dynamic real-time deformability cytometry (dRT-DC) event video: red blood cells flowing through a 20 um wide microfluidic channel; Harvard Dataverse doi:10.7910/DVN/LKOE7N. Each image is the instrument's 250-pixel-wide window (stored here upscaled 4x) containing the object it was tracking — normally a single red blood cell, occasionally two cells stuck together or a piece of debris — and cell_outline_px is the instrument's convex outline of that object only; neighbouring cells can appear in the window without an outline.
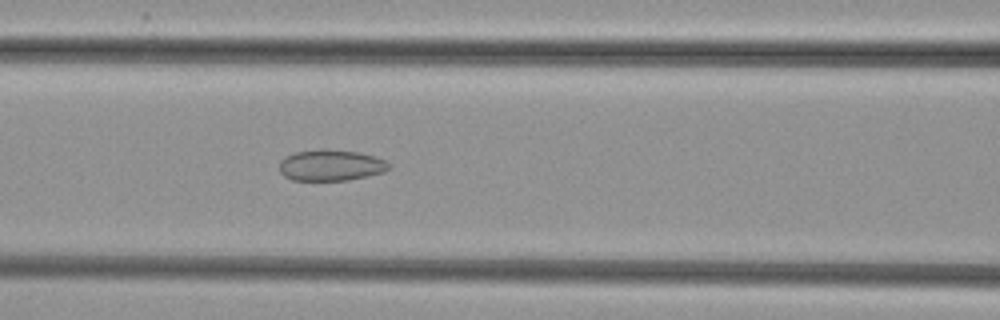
{"species": "common noctule bat (a hibernating species)", "species_latin": "Nyctalus noctula", "temperature_condition": "cold", "stored_images_in_passage": 37, "camera_frame_rate_fps": 3000, "um_per_image_px": 0.085, "animal": {"sex": "female", "body_mass_g": 29.2, "forearm_length_mm": 56.3}, "frame": {"image": 1, "passage_image": 8, "time_ms": 2.333, "image_size_px": [1000, 320], "cell_outline_px": [[388, 168], [384, 172], [368, 176], [348, 180], [292, 180], [284, 176], [280, 172], [280, 160], [284, 156], [296, 152], [356, 152], [372, 156], [384, 160], [388, 164]], "centroid_in_image_um": [28.09, 14.1], "position_along_channel_um": 138.5, "area_um2": 18.9}}
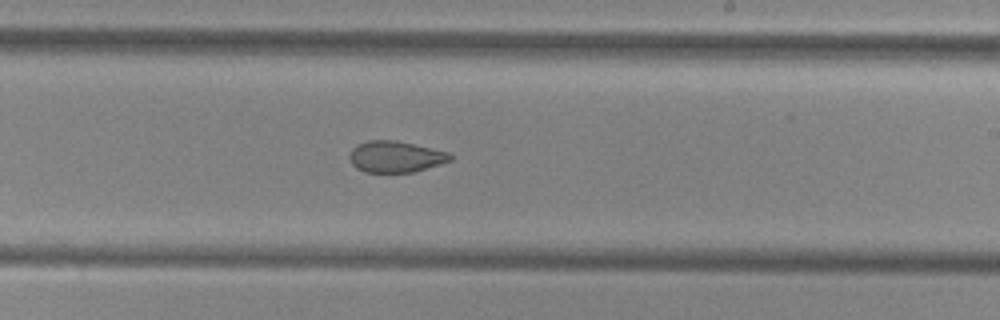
{"frame": {"image": 2, "passage_image": 17, "time_ms": 5.333, "image_size_px": [1000, 320], "cell_outline_px": [[452, 160], [440, 164], [412, 172], [364, 172], [356, 168], [352, 164], [348, 156], [352, 148], [356, 144], [368, 140], [396, 140], [448, 152], [452, 156]], "centroid_in_image_um": [33.58, 13.31], "position_along_channel_um": 255.4, "area_um2": 18.38}}
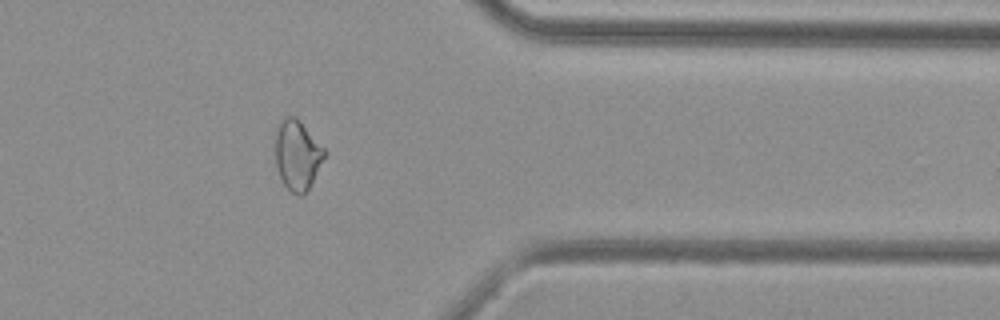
{"frame": {"image": 3, "passage_image": 28, "time_ms": 9.0, "image_size_px": [1000, 320], "cell_outline_px": [[328, 152], [308, 188], [300, 196], [292, 192], [284, 184], [276, 168], [276, 128], [280, 120], [288, 116], [292, 116]], "centroid_in_image_um": [25.26, 13.2], "position_along_channel_um": 386.1, "area_um2": 19.31}}